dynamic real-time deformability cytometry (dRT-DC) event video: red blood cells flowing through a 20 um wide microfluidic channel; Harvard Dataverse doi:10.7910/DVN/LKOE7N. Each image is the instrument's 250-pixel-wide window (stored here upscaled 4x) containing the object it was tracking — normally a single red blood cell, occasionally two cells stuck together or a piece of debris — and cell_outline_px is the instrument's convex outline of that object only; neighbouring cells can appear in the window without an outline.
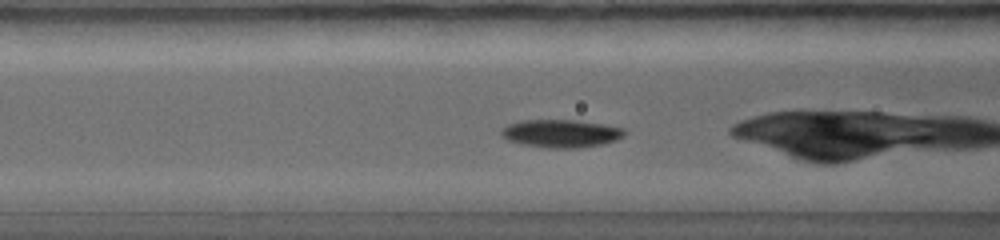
{"species": "common noctule bat (a hibernating species)", "species_latin": "Nyctalus noctula", "temperature_condition": "warm", "stored_images_in_passage": 29, "camera_frame_rate_fps": 5000, "um_per_image_px": 0.085, "animal": {"sex": "female", "body_mass_g": 19.0, "forearm_length_mm": 56.7}, "frame": {"image": 1, "passage_image": 5, "time_ms": 0.8, "image_size_px": [1000, 240], "cell_outline_px": [[624, 136], [616, 140], [600, 144], [580, 148], [548, 148], [520, 144], [508, 140], [500, 136], [500, 132], [508, 124], [520, 120], [576, 120], [604, 124], [624, 128]], "centroid_in_image_um": [47.66, 11.34], "position_along_channel_um": 118.9, "area_um2": 20.11}}